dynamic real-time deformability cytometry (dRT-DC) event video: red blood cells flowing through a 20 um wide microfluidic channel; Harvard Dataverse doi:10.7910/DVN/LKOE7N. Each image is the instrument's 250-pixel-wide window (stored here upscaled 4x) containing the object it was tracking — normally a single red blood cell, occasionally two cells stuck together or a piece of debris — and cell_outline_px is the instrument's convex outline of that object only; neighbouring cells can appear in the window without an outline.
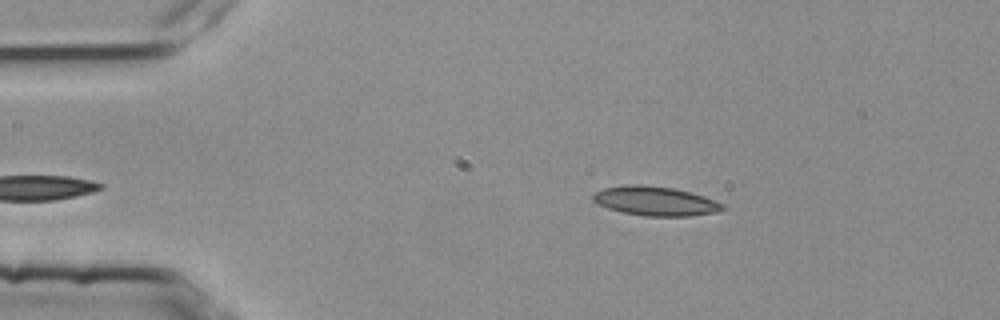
{"species": "common noctule bat (a hibernating species)", "species_latin": "Nyctalus noctula", "temperature_condition": "room temperature", "stored_images_in_passage": 45, "camera_frame_rate_fps": 3000, "um_per_image_px": 0.085, "animal": {"sex": "female", "body_mass_g": 25.1}, "frame": {"image": 1, "passage_image": 2, "time_ms": 0.333, "image_size_px": [1000, 320], "cell_outline_px": [[724, 208], [716, 212], [688, 216], [644, 216], [624, 212], [608, 208], [592, 200], [592, 192], [604, 188], [624, 184], [640, 184], [672, 188], [704, 196], [724, 204]], "centroid_in_image_um": [55.66, 17.08], "position_along_channel_um": 29.3, "area_um2": 21.96}}
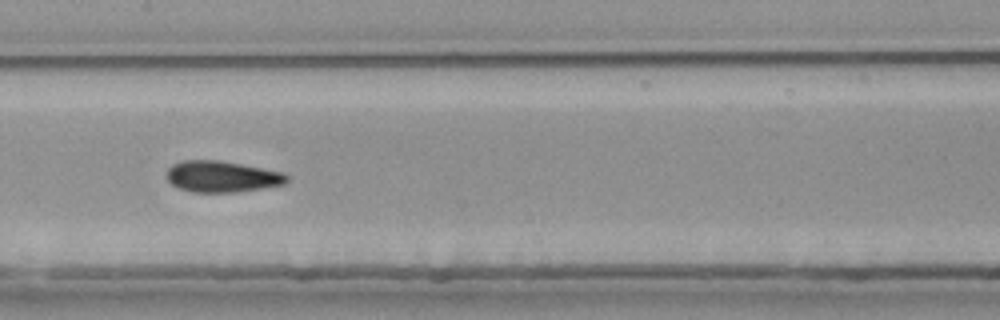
{"frame": {"image": 2, "passage_image": 19, "time_ms": 6.0, "image_size_px": [1000, 320], "cell_outline_px": [[288, 180], [284, 184], [236, 192], [192, 192], [180, 188], [172, 184], [164, 176], [168, 168], [172, 164], [184, 160], [220, 160], [284, 172], [288, 176]], "centroid_in_image_um": [18.83, 15.0], "position_along_channel_um": 188.6, "area_um2": 21.91}}
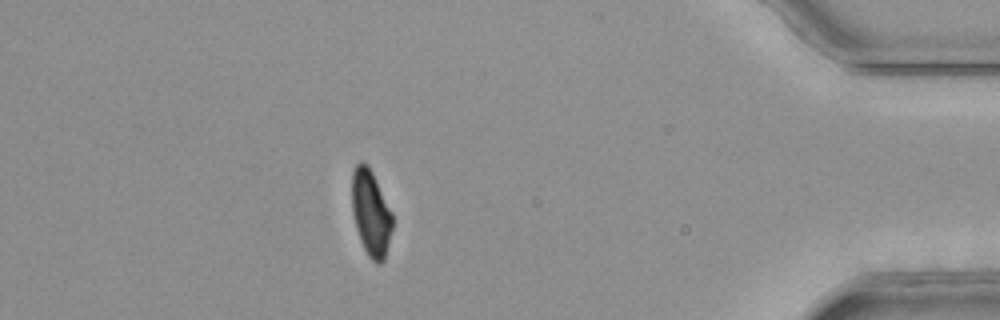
{"frame": {"image": 3, "passage_image": 40, "time_ms": 13.0, "image_size_px": [1000, 320], "cell_outline_px": [[392, 228], [384, 260], [380, 264], [376, 264], [368, 256], [360, 240], [356, 228], [352, 212], [352, 172], [356, 164], [360, 160], [368, 164], [392, 212]], "centroid_in_image_um": [31.51, 18.09], "position_along_channel_um": 403.7, "area_um2": 20.29}, "authors_computed_cell_mechanics": {"area_um2": 21.8484, "velocity_mm_per_s": 3.7907, "shape_relaxation_time_tau1_ms": 7.3792, "shape_relaxation_time_tau2_ms": 2.2052, "deformation_change_tau1": 0.1588, "deformation_change_tau2": 0.079}}